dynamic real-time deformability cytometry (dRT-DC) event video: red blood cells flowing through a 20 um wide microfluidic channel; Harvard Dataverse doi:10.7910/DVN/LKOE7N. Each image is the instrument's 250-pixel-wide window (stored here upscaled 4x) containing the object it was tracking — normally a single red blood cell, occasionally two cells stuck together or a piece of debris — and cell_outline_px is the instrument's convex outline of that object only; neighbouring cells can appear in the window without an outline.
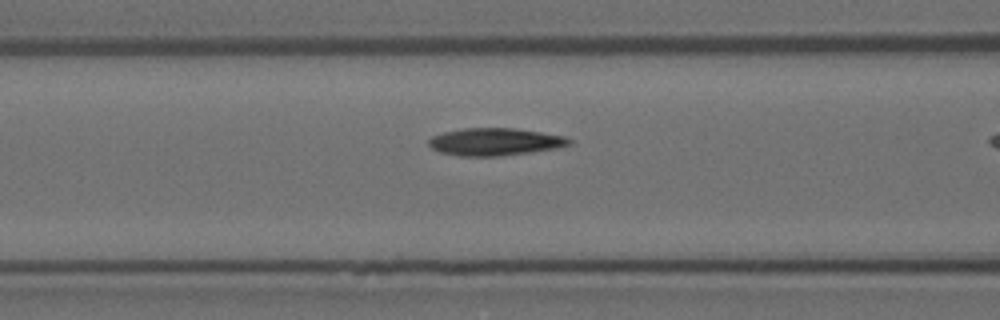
{"species": "Egyptian fruit bat (a non-hibernating species)", "species_latin": "Rousettus aegyptiacus", "temperature_condition": "room temperature", "stored_images_in_passage": 18, "camera_frame_rate_fps": 3000, "um_per_image_px": 0.085, "animal": {"sex": "female"}, "frame": {"image": 1, "passage_image": 13, "time_ms": 4.0, "image_size_px": [1000, 320], "cell_outline_px": [[572, 144], [556, 148], [500, 156], [460, 156], [440, 152], [432, 148], [428, 144], [428, 140], [432, 136], [444, 132], [464, 128], [516, 128], [564, 136], [572, 140]], "centroid_in_image_um": [42.06, 12.05], "position_along_channel_um": 124.5, "area_um2": 22.37}}
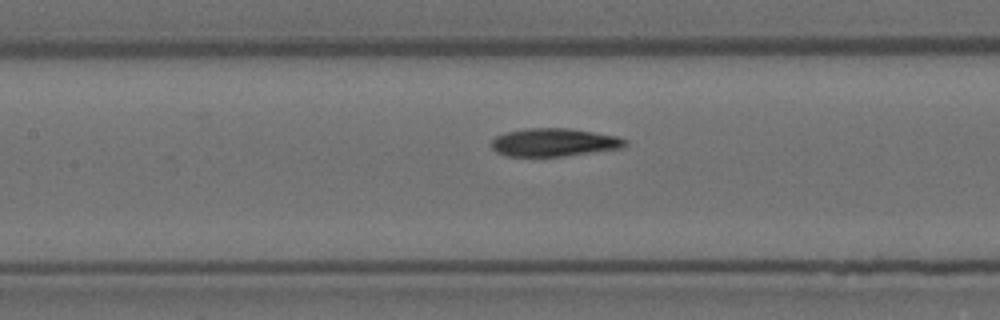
{"frame": {"image": 2, "passage_image": 16, "time_ms": 5.0, "image_size_px": [1000, 320], "cell_outline_px": [[628, 144], [624, 148], [564, 156], [508, 156], [496, 152], [492, 148], [492, 140], [496, 136], [508, 132], [524, 128], [568, 128], [616, 136], [628, 140]], "centroid_in_image_um": [47.12, 12.1], "position_along_channel_um": 160.3, "area_um2": 21.85}}